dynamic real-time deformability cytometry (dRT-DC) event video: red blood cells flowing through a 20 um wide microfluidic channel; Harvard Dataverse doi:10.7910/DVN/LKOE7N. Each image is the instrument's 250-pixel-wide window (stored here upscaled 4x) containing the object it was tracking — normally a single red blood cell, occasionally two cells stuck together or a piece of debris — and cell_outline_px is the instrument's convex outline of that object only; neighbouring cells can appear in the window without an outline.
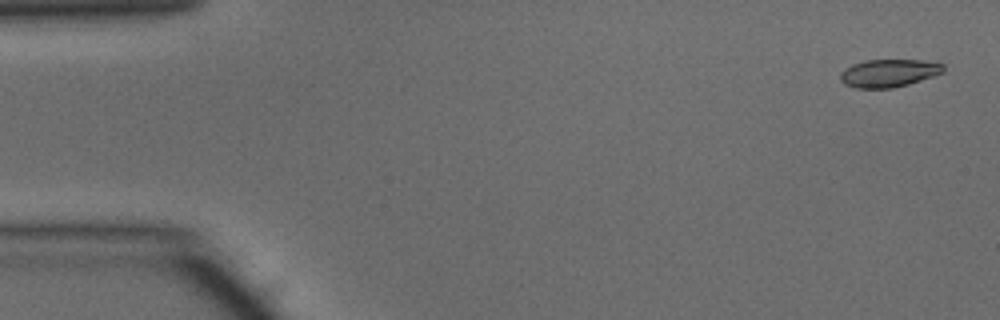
{"species": "common noctule bat (a hibernating species)", "species_latin": "Nyctalus noctula", "temperature_condition": "warm", "stored_images_in_passage": 12, "camera_frame_rate_fps": 3000, "um_per_image_px": 0.085, "animal": {"sex": "male", "body_mass_g": 15.6}, "frame": {"image": 1, "passage_image": 2, "time_ms": 0.333, "image_size_px": [1000, 320], "cell_outline_px": [[944, 72], [908, 84], [892, 88], [856, 88], [844, 84], [840, 80], [840, 72], [844, 68], [852, 64], [864, 60], [924, 60], [944, 64]], "centroid_in_image_um": [75.51, 6.21], "position_along_channel_um": 9.5, "area_um2": 16.76}}